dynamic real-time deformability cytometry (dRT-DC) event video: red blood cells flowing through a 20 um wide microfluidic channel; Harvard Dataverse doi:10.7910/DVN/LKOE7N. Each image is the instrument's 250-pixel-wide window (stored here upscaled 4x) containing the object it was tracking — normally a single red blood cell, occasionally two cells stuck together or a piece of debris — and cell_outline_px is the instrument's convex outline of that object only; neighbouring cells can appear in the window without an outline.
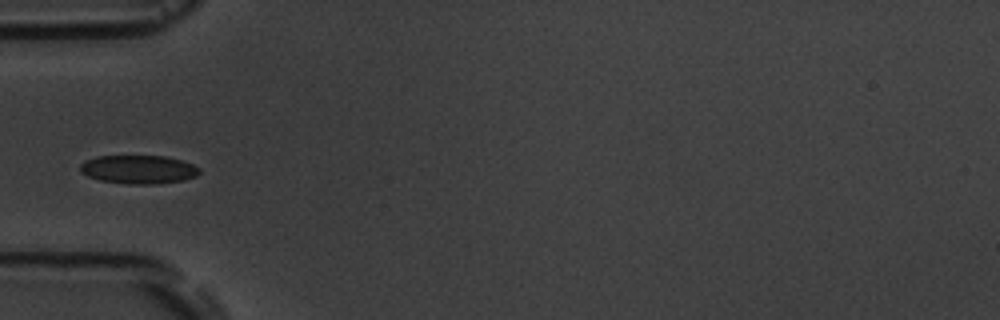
{"species": "common noctule bat (a hibernating species)", "species_latin": "Nyctalus noctula", "temperature_condition": "room temperature", "stored_images_in_passage": 5, "camera_frame_rate_fps": 3000, "um_per_image_px": 0.085, "animal": {"sex": "male", "body_mass_g": 19.5, "forearm_length_mm": 54.6}, "frame": {"image": 1, "passage_image": 2, "time_ms": 1.333, "image_size_px": [1000, 320], "cell_outline_px": [[200, 172], [196, 176], [184, 180], [156, 184], [128, 184], [100, 180], [88, 176], [80, 172], [80, 164], [84, 160], [96, 156], [164, 156], [180, 160], [192, 164], [200, 168]], "centroid_in_image_um": [11.76, 14.4], "position_along_channel_um": 73.2, "area_um2": 19.88}}
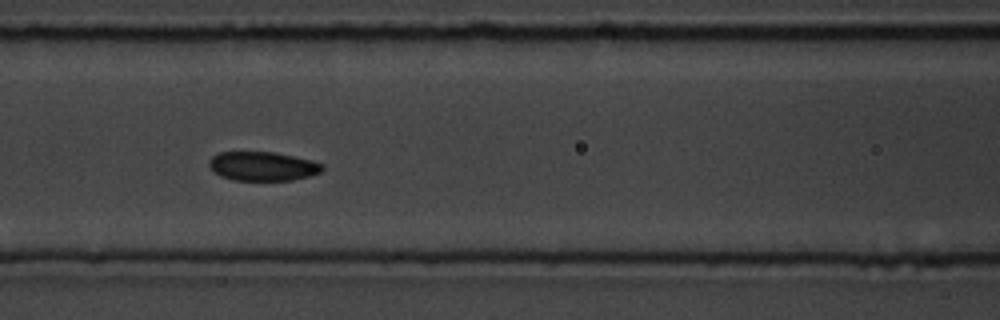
{"frame": {"image": 2, "passage_image": 4, "time_ms": 3.333, "image_size_px": [1000, 320], "cell_outline_px": [[324, 168], [320, 172], [308, 176], [292, 180], [232, 180], [220, 176], [212, 172], [208, 164], [208, 160], [212, 156], [220, 152], [272, 152], [312, 160], [324, 164]], "centroid_in_image_um": [22.29, 14.13], "position_along_channel_um": 144.3, "area_um2": 19.25}}
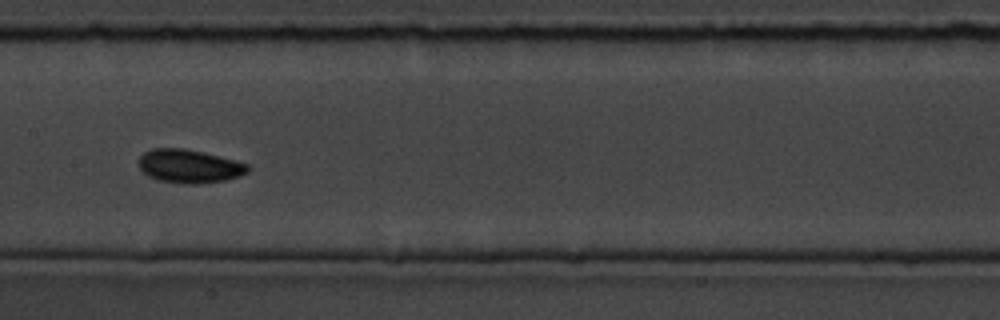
{"frame": {"image": 3, "passage_image": 5, "time_ms": 4.667, "image_size_px": [1000, 320], "cell_outline_px": [[252, 168], [248, 172], [240, 176], [224, 180], [192, 184], [180, 184], [160, 180], [148, 176], [140, 168], [140, 156], [144, 152], [152, 148], [184, 148], [204, 152], [236, 160], [248, 164]], "centroid_in_image_um": [16.12, 14.12], "position_along_channel_um": 191.3, "area_um2": 21.33}}